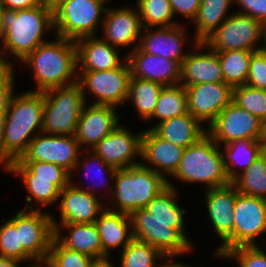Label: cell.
<instances>
[{"mask_svg":"<svg viewBox=\"0 0 266 267\" xmlns=\"http://www.w3.org/2000/svg\"><path fill=\"white\" fill-rule=\"evenodd\" d=\"M55 39L40 44L21 61L34 75L37 87L34 92L43 93L53 88L77 83L78 74L75 71L78 67L76 43L57 35Z\"/></svg>","mask_w":266,"mask_h":267,"instance_id":"cell-1","label":"cell"},{"mask_svg":"<svg viewBox=\"0 0 266 267\" xmlns=\"http://www.w3.org/2000/svg\"><path fill=\"white\" fill-rule=\"evenodd\" d=\"M44 114V93L27 91L13 95L6 113L2 139V167L19 160L26 152L38 128L42 131Z\"/></svg>","mask_w":266,"mask_h":267,"instance_id":"cell-2","label":"cell"},{"mask_svg":"<svg viewBox=\"0 0 266 267\" xmlns=\"http://www.w3.org/2000/svg\"><path fill=\"white\" fill-rule=\"evenodd\" d=\"M4 37L0 64H11L4 58V54H13L22 61L40 44L47 41L43 39L44 32L54 30L53 12L38 5L28 9L11 10L3 8Z\"/></svg>","mask_w":266,"mask_h":267,"instance_id":"cell-3","label":"cell"},{"mask_svg":"<svg viewBox=\"0 0 266 267\" xmlns=\"http://www.w3.org/2000/svg\"><path fill=\"white\" fill-rule=\"evenodd\" d=\"M113 181L115 185L113 184L107 189L113 193L110 205L114 204V208H117L111 207V209L107 206L106 208L129 215L137 209L145 208L156 195L168 186L167 179L141 163L117 169Z\"/></svg>","mask_w":266,"mask_h":267,"instance_id":"cell-4","label":"cell"},{"mask_svg":"<svg viewBox=\"0 0 266 267\" xmlns=\"http://www.w3.org/2000/svg\"><path fill=\"white\" fill-rule=\"evenodd\" d=\"M219 145L206 133L184 149L176 172L172 175L185 183H201L207 189L226 186L229 179Z\"/></svg>","mask_w":266,"mask_h":267,"instance_id":"cell-5","label":"cell"},{"mask_svg":"<svg viewBox=\"0 0 266 267\" xmlns=\"http://www.w3.org/2000/svg\"><path fill=\"white\" fill-rule=\"evenodd\" d=\"M133 238L158 249L165 257L184 255L192 251V242L185 234L184 222L155 221L145 208L130 214Z\"/></svg>","mask_w":266,"mask_h":267,"instance_id":"cell-6","label":"cell"},{"mask_svg":"<svg viewBox=\"0 0 266 267\" xmlns=\"http://www.w3.org/2000/svg\"><path fill=\"white\" fill-rule=\"evenodd\" d=\"M44 93L42 131L52 135H75L78 120L86 104L81 86L53 88Z\"/></svg>","mask_w":266,"mask_h":267,"instance_id":"cell-7","label":"cell"},{"mask_svg":"<svg viewBox=\"0 0 266 267\" xmlns=\"http://www.w3.org/2000/svg\"><path fill=\"white\" fill-rule=\"evenodd\" d=\"M265 24L251 16L232 13L228 18L203 42L193 43L194 50L210 48L214 52L229 50L258 51L264 46L255 45L264 40Z\"/></svg>","mask_w":266,"mask_h":267,"instance_id":"cell-8","label":"cell"},{"mask_svg":"<svg viewBox=\"0 0 266 267\" xmlns=\"http://www.w3.org/2000/svg\"><path fill=\"white\" fill-rule=\"evenodd\" d=\"M104 5L100 0H67L53 12L55 35L73 41L96 36Z\"/></svg>","mask_w":266,"mask_h":267,"instance_id":"cell-9","label":"cell"},{"mask_svg":"<svg viewBox=\"0 0 266 267\" xmlns=\"http://www.w3.org/2000/svg\"><path fill=\"white\" fill-rule=\"evenodd\" d=\"M81 72V73H80ZM77 83L81 86L86 101V91L96 97L95 105L124 106L132 78L126 60L120 67L103 71H80ZM87 89V90H86Z\"/></svg>","mask_w":266,"mask_h":267,"instance_id":"cell-10","label":"cell"},{"mask_svg":"<svg viewBox=\"0 0 266 267\" xmlns=\"http://www.w3.org/2000/svg\"><path fill=\"white\" fill-rule=\"evenodd\" d=\"M81 151L74 135H52L40 132L30 141L26 152L20 157V162H49L62 167L72 178L73 168L79 160Z\"/></svg>","mask_w":266,"mask_h":267,"instance_id":"cell-11","label":"cell"},{"mask_svg":"<svg viewBox=\"0 0 266 267\" xmlns=\"http://www.w3.org/2000/svg\"><path fill=\"white\" fill-rule=\"evenodd\" d=\"M263 122L231 102L207 126V134L219 145L249 139L261 141Z\"/></svg>","mask_w":266,"mask_h":267,"instance_id":"cell-12","label":"cell"},{"mask_svg":"<svg viewBox=\"0 0 266 267\" xmlns=\"http://www.w3.org/2000/svg\"><path fill=\"white\" fill-rule=\"evenodd\" d=\"M233 216V249L257 246L256 238L266 233V199L241 194L236 190Z\"/></svg>","mask_w":266,"mask_h":267,"instance_id":"cell-13","label":"cell"},{"mask_svg":"<svg viewBox=\"0 0 266 267\" xmlns=\"http://www.w3.org/2000/svg\"><path fill=\"white\" fill-rule=\"evenodd\" d=\"M53 217L32 205L19 211V237L23 249L36 261H46L54 238Z\"/></svg>","mask_w":266,"mask_h":267,"instance_id":"cell-14","label":"cell"},{"mask_svg":"<svg viewBox=\"0 0 266 267\" xmlns=\"http://www.w3.org/2000/svg\"><path fill=\"white\" fill-rule=\"evenodd\" d=\"M205 191L210 222L223 241L217 250L226 254L233 249V210L236 202V188L230 183L223 187L205 189Z\"/></svg>","mask_w":266,"mask_h":267,"instance_id":"cell-15","label":"cell"},{"mask_svg":"<svg viewBox=\"0 0 266 267\" xmlns=\"http://www.w3.org/2000/svg\"><path fill=\"white\" fill-rule=\"evenodd\" d=\"M142 132L134 135L124 125H118L105 136L91 151L99 156L106 164L115 169H124L138 165L141 162ZM135 161H133L134 159Z\"/></svg>","mask_w":266,"mask_h":267,"instance_id":"cell-16","label":"cell"},{"mask_svg":"<svg viewBox=\"0 0 266 267\" xmlns=\"http://www.w3.org/2000/svg\"><path fill=\"white\" fill-rule=\"evenodd\" d=\"M185 89L188 113L200 123L209 121V125L233 98V88L225 82L190 85Z\"/></svg>","mask_w":266,"mask_h":267,"instance_id":"cell-17","label":"cell"},{"mask_svg":"<svg viewBox=\"0 0 266 267\" xmlns=\"http://www.w3.org/2000/svg\"><path fill=\"white\" fill-rule=\"evenodd\" d=\"M115 109L110 105H84L74 136L86 155L120 124Z\"/></svg>","mask_w":266,"mask_h":267,"instance_id":"cell-18","label":"cell"},{"mask_svg":"<svg viewBox=\"0 0 266 267\" xmlns=\"http://www.w3.org/2000/svg\"><path fill=\"white\" fill-rule=\"evenodd\" d=\"M105 15L102 21L104 33L101 39L117 48L129 47L132 44L134 46L131 51L137 48L143 29L138 8L134 10L130 7L114 10L106 8Z\"/></svg>","mask_w":266,"mask_h":267,"instance_id":"cell-19","label":"cell"},{"mask_svg":"<svg viewBox=\"0 0 266 267\" xmlns=\"http://www.w3.org/2000/svg\"><path fill=\"white\" fill-rule=\"evenodd\" d=\"M60 222L52 219L53 225L62 223H95L106 205L96 195L73 187L70 183L60 191Z\"/></svg>","mask_w":266,"mask_h":267,"instance_id":"cell-20","label":"cell"},{"mask_svg":"<svg viewBox=\"0 0 266 267\" xmlns=\"http://www.w3.org/2000/svg\"><path fill=\"white\" fill-rule=\"evenodd\" d=\"M127 60L132 77L150 80L163 86L180 84L181 66L175 61L145 53L138 47L128 52Z\"/></svg>","mask_w":266,"mask_h":267,"instance_id":"cell-21","label":"cell"},{"mask_svg":"<svg viewBox=\"0 0 266 267\" xmlns=\"http://www.w3.org/2000/svg\"><path fill=\"white\" fill-rule=\"evenodd\" d=\"M183 151L184 148L164 140L152 129H147L142 134L141 158L139 160L146 161L148 165L143 162L141 164L161 174L166 179V175L172 176L176 172Z\"/></svg>","mask_w":266,"mask_h":267,"instance_id":"cell-22","label":"cell"},{"mask_svg":"<svg viewBox=\"0 0 266 267\" xmlns=\"http://www.w3.org/2000/svg\"><path fill=\"white\" fill-rule=\"evenodd\" d=\"M143 28L145 31L140 37L138 48L148 54L162 56L177 62L180 66L188 53H183L182 46L186 41V29L178 24L173 27ZM146 30L147 33H146Z\"/></svg>","mask_w":266,"mask_h":267,"instance_id":"cell-23","label":"cell"},{"mask_svg":"<svg viewBox=\"0 0 266 267\" xmlns=\"http://www.w3.org/2000/svg\"><path fill=\"white\" fill-rule=\"evenodd\" d=\"M80 71H103L120 67L126 60L120 58L118 48L101 37H83L75 41ZM121 59V60H120Z\"/></svg>","mask_w":266,"mask_h":267,"instance_id":"cell-24","label":"cell"},{"mask_svg":"<svg viewBox=\"0 0 266 267\" xmlns=\"http://www.w3.org/2000/svg\"><path fill=\"white\" fill-rule=\"evenodd\" d=\"M4 170L20 176L29 193L27 203L35 200L43 208L59 201L60 191L70 183V179L36 178L19 160L11 162Z\"/></svg>","mask_w":266,"mask_h":267,"instance_id":"cell-25","label":"cell"},{"mask_svg":"<svg viewBox=\"0 0 266 267\" xmlns=\"http://www.w3.org/2000/svg\"><path fill=\"white\" fill-rule=\"evenodd\" d=\"M54 238L65 248L87 255L94 260L103 259L100 235L95 223H62L53 225ZM70 230L69 236H62V229Z\"/></svg>","mask_w":266,"mask_h":267,"instance_id":"cell-26","label":"cell"},{"mask_svg":"<svg viewBox=\"0 0 266 267\" xmlns=\"http://www.w3.org/2000/svg\"><path fill=\"white\" fill-rule=\"evenodd\" d=\"M224 82L217 52L189 53L180 69V84L185 86Z\"/></svg>","mask_w":266,"mask_h":267,"instance_id":"cell-27","label":"cell"},{"mask_svg":"<svg viewBox=\"0 0 266 267\" xmlns=\"http://www.w3.org/2000/svg\"><path fill=\"white\" fill-rule=\"evenodd\" d=\"M95 225L100 235L103 259L108 258L111 249L123 246V250L134 239L129 214L106 208L96 219Z\"/></svg>","mask_w":266,"mask_h":267,"instance_id":"cell-28","label":"cell"},{"mask_svg":"<svg viewBox=\"0 0 266 267\" xmlns=\"http://www.w3.org/2000/svg\"><path fill=\"white\" fill-rule=\"evenodd\" d=\"M149 129L164 140L184 149L196 143L207 133L201 123L189 113L169 118Z\"/></svg>","mask_w":266,"mask_h":267,"instance_id":"cell-29","label":"cell"},{"mask_svg":"<svg viewBox=\"0 0 266 267\" xmlns=\"http://www.w3.org/2000/svg\"><path fill=\"white\" fill-rule=\"evenodd\" d=\"M235 0H202L193 22L194 43H203L227 18L230 5Z\"/></svg>","mask_w":266,"mask_h":267,"instance_id":"cell-30","label":"cell"},{"mask_svg":"<svg viewBox=\"0 0 266 267\" xmlns=\"http://www.w3.org/2000/svg\"><path fill=\"white\" fill-rule=\"evenodd\" d=\"M223 156L225 162V168L229 179L232 181L241 171L248 169L255 159L264 150V144L262 141L256 140H237L230 142L223 146ZM242 167L237 170L236 168Z\"/></svg>","mask_w":266,"mask_h":267,"instance_id":"cell-31","label":"cell"},{"mask_svg":"<svg viewBox=\"0 0 266 267\" xmlns=\"http://www.w3.org/2000/svg\"><path fill=\"white\" fill-rule=\"evenodd\" d=\"M254 51L229 50L217 52L224 82L232 88L243 86L247 82L249 65Z\"/></svg>","mask_w":266,"mask_h":267,"instance_id":"cell-32","label":"cell"},{"mask_svg":"<svg viewBox=\"0 0 266 267\" xmlns=\"http://www.w3.org/2000/svg\"><path fill=\"white\" fill-rule=\"evenodd\" d=\"M232 184L241 194L266 199V149L232 180Z\"/></svg>","mask_w":266,"mask_h":267,"instance_id":"cell-33","label":"cell"},{"mask_svg":"<svg viewBox=\"0 0 266 267\" xmlns=\"http://www.w3.org/2000/svg\"><path fill=\"white\" fill-rule=\"evenodd\" d=\"M188 113L187 93L181 84L163 86L153 112L148 119L157 118L162 121Z\"/></svg>","mask_w":266,"mask_h":267,"instance_id":"cell-34","label":"cell"},{"mask_svg":"<svg viewBox=\"0 0 266 267\" xmlns=\"http://www.w3.org/2000/svg\"><path fill=\"white\" fill-rule=\"evenodd\" d=\"M163 85L132 77L127 101H132L140 117L148 120L155 110Z\"/></svg>","mask_w":266,"mask_h":267,"instance_id":"cell-35","label":"cell"},{"mask_svg":"<svg viewBox=\"0 0 266 267\" xmlns=\"http://www.w3.org/2000/svg\"><path fill=\"white\" fill-rule=\"evenodd\" d=\"M168 186L156 195L145 207L155 221L184 222L186 211L176 201L177 189L167 180Z\"/></svg>","mask_w":266,"mask_h":267,"instance_id":"cell-36","label":"cell"},{"mask_svg":"<svg viewBox=\"0 0 266 267\" xmlns=\"http://www.w3.org/2000/svg\"><path fill=\"white\" fill-rule=\"evenodd\" d=\"M143 28L173 27L178 25L172 21L175 16L169 0H137Z\"/></svg>","mask_w":266,"mask_h":267,"instance_id":"cell-37","label":"cell"},{"mask_svg":"<svg viewBox=\"0 0 266 267\" xmlns=\"http://www.w3.org/2000/svg\"><path fill=\"white\" fill-rule=\"evenodd\" d=\"M166 258L158 249L148 243L133 239L122 251L120 267H163L157 259Z\"/></svg>","mask_w":266,"mask_h":267,"instance_id":"cell-38","label":"cell"},{"mask_svg":"<svg viewBox=\"0 0 266 267\" xmlns=\"http://www.w3.org/2000/svg\"><path fill=\"white\" fill-rule=\"evenodd\" d=\"M0 226V256L19 261L35 260L23 249L19 237V212Z\"/></svg>","mask_w":266,"mask_h":267,"instance_id":"cell-39","label":"cell"},{"mask_svg":"<svg viewBox=\"0 0 266 267\" xmlns=\"http://www.w3.org/2000/svg\"><path fill=\"white\" fill-rule=\"evenodd\" d=\"M232 102L262 122L266 119V90L248 85L233 88Z\"/></svg>","mask_w":266,"mask_h":267,"instance_id":"cell-40","label":"cell"},{"mask_svg":"<svg viewBox=\"0 0 266 267\" xmlns=\"http://www.w3.org/2000/svg\"><path fill=\"white\" fill-rule=\"evenodd\" d=\"M93 261L87 255L65 248L55 238L46 260L50 267H89Z\"/></svg>","mask_w":266,"mask_h":267,"instance_id":"cell-41","label":"cell"},{"mask_svg":"<svg viewBox=\"0 0 266 267\" xmlns=\"http://www.w3.org/2000/svg\"><path fill=\"white\" fill-rule=\"evenodd\" d=\"M217 258L233 259L238 267H266V252L257 246H241L234 248L226 254L216 249Z\"/></svg>","mask_w":266,"mask_h":267,"instance_id":"cell-42","label":"cell"},{"mask_svg":"<svg viewBox=\"0 0 266 267\" xmlns=\"http://www.w3.org/2000/svg\"><path fill=\"white\" fill-rule=\"evenodd\" d=\"M245 85L266 90V51L264 49L252 53Z\"/></svg>","mask_w":266,"mask_h":267,"instance_id":"cell-43","label":"cell"},{"mask_svg":"<svg viewBox=\"0 0 266 267\" xmlns=\"http://www.w3.org/2000/svg\"><path fill=\"white\" fill-rule=\"evenodd\" d=\"M92 153V154H91ZM91 153H89V155H85V157L87 158H83V160L81 161L80 160V158H79V160L77 161V163H76V165H75V167L73 168V170H75V171H79L80 169L82 170V167L84 166L85 168H86V172L87 171H89V172H91V170H93V168H92V166L91 165H93V164H91V163H93V162H95V166L97 165L98 166V168H97V173H100L101 174V176L105 179V177L103 176V175H105L104 173L106 172V173H109V181L111 180L112 182H113V179H114V176H115V173H116V171H117V169H115L114 167H112V166H110V165H108V164H106L99 156H97L95 153H93V152H91ZM92 156L91 158L90 157H88V156ZM93 159V160H92ZM91 160V161H90ZM83 165V166H82ZM91 166V167H90ZM88 173V172H87ZM95 177H97L98 178V175H95ZM102 178V179H103ZM103 179V180H104ZM72 181H73V179L72 178H70V184L73 186V187H75V188H77V189H80V190H84V191H87V192H89V193H92L93 195H95L96 194V191L94 192V189L96 190V188L95 187H97L94 183H93V186L91 187V189L89 190V188L87 189V188H85L84 189V187H81V186H78V185H75L74 184V182L72 183ZM93 181H94V179H93ZM99 182V181H98ZM105 182H106V180H105ZM96 183H97V179H96ZM100 184V183H99Z\"/></svg>","mask_w":266,"mask_h":267,"instance_id":"cell-44","label":"cell"},{"mask_svg":"<svg viewBox=\"0 0 266 267\" xmlns=\"http://www.w3.org/2000/svg\"><path fill=\"white\" fill-rule=\"evenodd\" d=\"M13 64H0V113H7L14 90Z\"/></svg>","mask_w":266,"mask_h":267,"instance_id":"cell-45","label":"cell"},{"mask_svg":"<svg viewBox=\"0 0 266 267\" xmlns=\"http://www.w3.org/2000/svg\"><path fill=\"white\" fill-rule=\"evenodd\" d=\"M36 178L70 179V174L62 167L49 162H21Z\"/></svg>","mask_w":266,"mask_h":267,"instance_id":"cell-46","label":"cell"},{"mask_svg":"<svg viewBox=\"0 0 266 267\" xmlns=\"http://www.w3.org/2000/svg\"><path fill=\"white\" fill-rule=\"evenodd\" d=\"M234 3L243 8L236 13L251 16L266 24V0H235Z\"/></svg>","mask_w":266,"mask_h":267,"instance_id":"cell-47","label":"cell"},{"mask_svg":"<svg viewBox=\"0 0 266 267\" xmlns=\"http://www.w3.org/2000/svg\"><path fill=\"white\" fill-rule=\"evenodd\" d=\"M174 16L177 14L193 21L202 0H169Z\"/></svg>","mask_w":266,"mask_h":267,"instance_id":"cell-48","label":"cell"},{"mask_svg":"<svg viewBox=\"0 0 266 267\" xmlns=\"http://www.w3.org/2000/svg\"><path fill=\"white\" fill-rule=\"evenodd\" d=\"M40 5L39 0H2L1 6L11 10L28 9Z\"/></svg>","mask_w":266,"mask_h":267,"instance_id":"cell-49","label":"cell"},{"mask_svg":"<svg viewBox=\"0 0 266 267\" xmlns=\"http://www.w3.org/2000/svg\"><path fill=\"white\" fill-rule=\"evenodd\" d=\"M40 4L43 5L48 10L54 12L58 7H60L67 0H39Z\"/></svg>","mask_w":266,"mask_h":267,"instance_id":"cell-50","label":"cell"},{"mask_svg":"<svg viewBox=\"0 0 266 267\" xmlns=\"http://www.w3.org/2000/svg\"><path fill=\"white\" fill-rule=\"evenodd\" d=\"M21 262L23 261L0 256V267H19Z\"/></svg>","mask_w":266,"mask_h":267,"instance_id":"cell-51","label":"cell"},{"mask_svg":"<svg viewBox=\"0 0 266 267\" xmlns=\"http://www.w3.org/2000/svg\"><path fill=\"white\" fill-rule=\"evenodd\" d=\"M6 113H0V164H2V139L5 127Z\"/></svg>","mask_w":266,"mask_h":267,"instance_id":"cell-52","label":"cell"},{"mask_svg":"<svg viewBox=\"0 0 266 267\" xmlns=\"http://www.w3.org/2000/svg\"><path fill=\"white\" fill-rule=\"evenodd\" d=\"M173 258H175V256L166 257L164 260H167V261L164 262L163 267H190V266L175 262V260L173 261Z\"/></svg>","mask_w":266,"mask_h":267,"instance_id":"cell-53","label":"cell"},{"mask_svg":"<svg viewBox=\"0 0 266 267\" xmlns=\"http://www.w3.org/2000/svg\"><path fill=\"white\" fill-rule=\"evenodd\" d=\"M108 259L109 258L94 260L89 267H108L111 264Z\"/></svg>","mask_w":266,"mask_h":267,"instance_id":"cell-54","label":"cell"},{"mask_svg":"<svg viewBox=\"0 0 266 267\" xmlns=\"http://www.w3.org/2000/svg\"><path fill=\"white\" fill-rule=\"evenodd\" d=\"M4 26H3V7L0 5V41L2 42V39L4 37Z\"/></svg>","mask_w":266,"mask_h":267,"instance_id":"cell-55","label":"cell"},{"mask_svg":"<svg viewBox=\"0 0 266 267\" xmlns=\"http://www.w3.org/2000/svg\"><path fill=\"white\" fill-rule=\"evenodd\" d=\"M261 141L264 144V147H266V119L263 121L262 125V138Z\"/></svg>","mask_w":266,"mask_h":267,"instance_id":"cell-56","label":"cell"},{"mask_svg":"<svg viewBox=\"0 0 266 267\" xmlns=\"http://www.w3.org/2000/svg\"><path fill=\"white\" fill-rule=\"evenodd\" d=\"M29 267H50V265L46 261H36L33 265Z\"/></svg>","mask_w":266,"mask_h":267,"instance_id":"cell-57","label":"cell"},{"mask_svg":"<svg viewBox=\"0 0 266 267\" xmlns=\"http://www.w3.org/2000/svg\"><path fill=\"white\" fill-rule=\"evenodd\" d=\"M264 47H263V49L266 51V24H265V34H264Z\"/></svg>","mask_w":266,"mask_h":267,"instance_id":"cell-58","label":"cell"},{"mask_svg":"<svg viewBox=\"0 0 266 267\" xmlns=\"http://www.w3.org/2000/svg\"><path fill=\"white\" fill-rule=\"evenodd\" d=\"M100 1L105 4V3H107L106 1H108V0H100Z\"/></svg>","mask_w":266,"mask_h":267,"instance_id":"cell-59","label":"cell"}]
</instances>
